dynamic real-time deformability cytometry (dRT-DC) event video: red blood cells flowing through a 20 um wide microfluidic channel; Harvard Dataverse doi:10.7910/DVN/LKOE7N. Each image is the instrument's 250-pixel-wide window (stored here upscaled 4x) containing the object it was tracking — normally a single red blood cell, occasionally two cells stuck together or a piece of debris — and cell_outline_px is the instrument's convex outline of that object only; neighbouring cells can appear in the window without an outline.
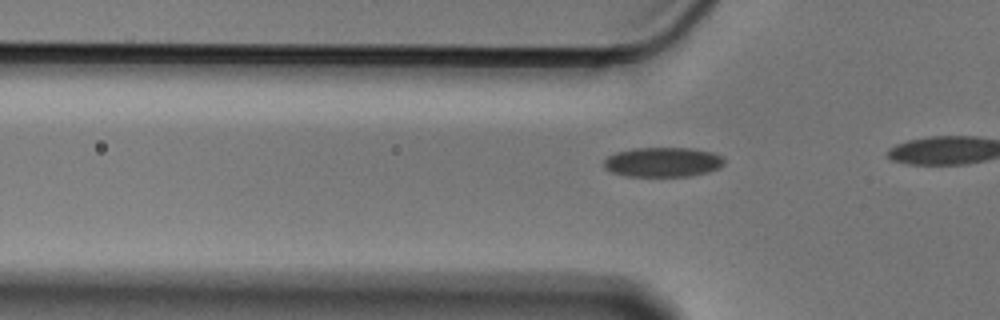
{"species": "Egyptian fruit bat (a non-hibernating species)", "species_latin": "Rousettus aegyptiacus", "temperature_condition": "cold", "stored_images_in_passage": 10, "camera_frame_rate_fps": 3000, "um_per_image_px": 0.085, "animal": {"sex": "male"}, "frame": {"image": 1, "passage_image": 7, "time_ms": 2.0, "image_size_px": [1000, 320], "cell_outline_px": [[724, 164], [720, 168], [708, 172], [688, 176], [624, 176], [612, 172], [604, 168], [604, 160], [608, 156], [616, 152], [632, 148], [692, 148], [712, 152], [720, 156], [724, 160]], "centroid_in_image_um": [56.33, 13.78], "position_along_channel_um": 69.5, "area_um2": 20.87}}